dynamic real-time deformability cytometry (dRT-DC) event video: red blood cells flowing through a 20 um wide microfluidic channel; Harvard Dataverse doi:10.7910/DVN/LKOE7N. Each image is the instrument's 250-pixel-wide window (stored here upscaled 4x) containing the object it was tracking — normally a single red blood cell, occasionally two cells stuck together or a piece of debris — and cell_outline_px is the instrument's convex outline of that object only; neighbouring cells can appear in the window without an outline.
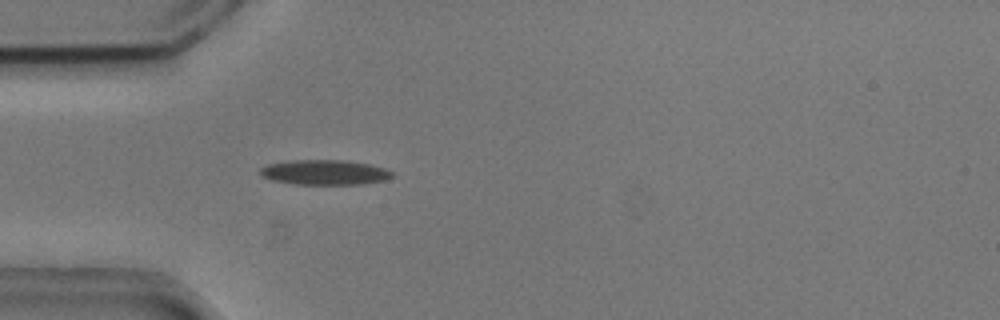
{"species": "common noctule bat (a hibernating species)", "species_latin": "Nyctalus noctula", "temperature_condition": "cold", "stored_images_in_passage": 50, "camera_frame_rate_fps": 3000, "um_per_image_px": 0.085, "animal": {"sex": "male", "body_mass_g": 20.5, "forearm_length_mm": 52.5}, "frame": {"image": 1, "passage_image": 12, "time_ms": 3.667, "image_size_px": [1000, 320], "cell_outline_px": [[396, 172], [392, 176], [384, 180], [364, 184], [292, 184], [272, 180], [260, 176], [260, 168], [268, 164], [288, 160], [344, 160], [368, 164], [384, 168]], "centroid_in_image_um": [27.58, 14.65], "position_along_channel_um": 57.4, "area_um2": 19.31}}
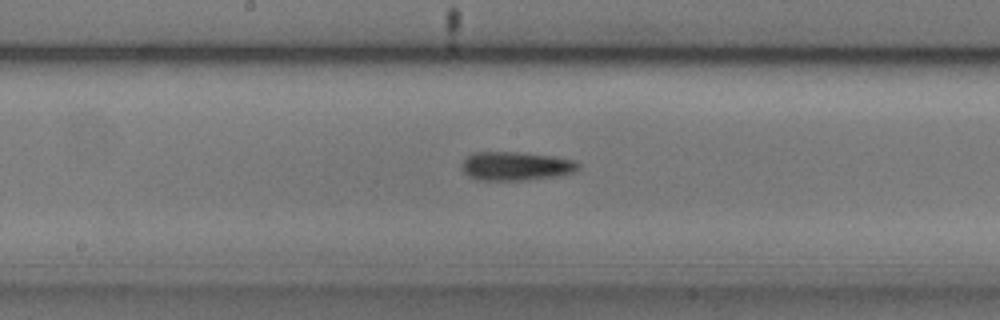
{"frame": {"image": 2, "passage_image": 24, "time_ms": 7.667, "image_size_px": [1000, 320], "cell_outline_px": [[580, 168], [572, 172], [560, 176], [520, 180], [476, 180], [468, 176], [460, 168], [464, 160], [472, 152], [516, 152], [552, 156], [576, 160], [580, 164]], "centroid_in_image_um": [43.84, 14.12], "position_along_channel_um": 204.4, "area_um2": 19.59}}
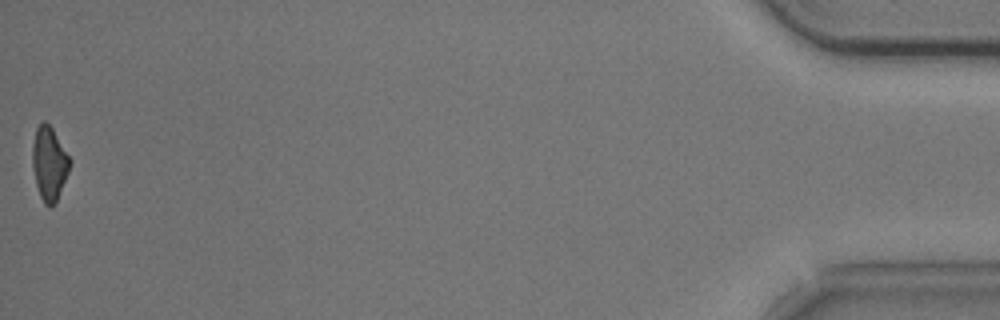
{"frame": {"image": 3, "passage_image": 50, "time_ms": 16.333, "image_size_px": [1000, 320], "cell_outline_px": [[72, 160], [68, 172], [56, 200], [52, 208], [48, 208], [44, 204], [40, 196], [36, 184], [32, 168], [32, 144], [36, 128], [44, 120], [52, 128]], "centroid_in_image_um": [4.17, 13.9], "position_along_channel_um": 431.0, "area_um2": 16.07}, "authors_computed_cell_mechanics": {"area_um2": 18.2937, "velocity_mm_per_s": 3.7458, "shape_relaxation_time_tau1_ms": 4.6861, "shape_relaxation_time_tau2_ms": 2.5706, "deformation_change_tau1": 0.1376, "deformation_change_tau2": 0.1231}}